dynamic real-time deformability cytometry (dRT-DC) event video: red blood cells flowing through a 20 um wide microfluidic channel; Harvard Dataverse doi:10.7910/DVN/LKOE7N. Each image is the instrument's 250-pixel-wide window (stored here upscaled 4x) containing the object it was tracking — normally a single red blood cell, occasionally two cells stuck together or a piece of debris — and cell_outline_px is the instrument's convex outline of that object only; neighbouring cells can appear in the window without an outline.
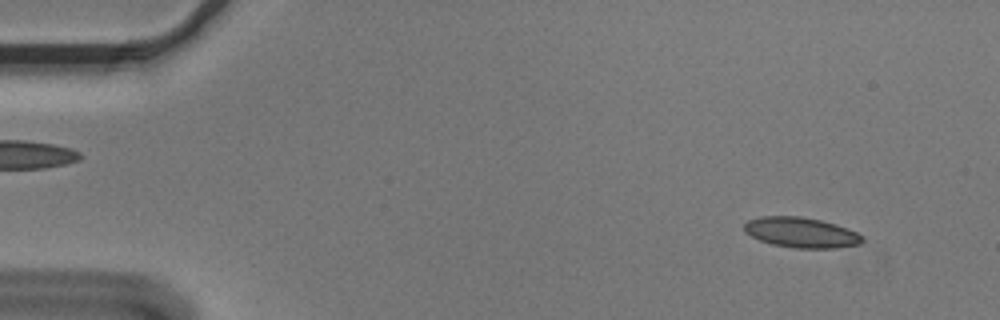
{"species": "Egyptian fruit bat (a non-hibernating species)", "species_latin": "Rousettus aegyptiacus", "temperature_condition": "cold", "stored_images_in_passage": 55, "camera_frame_rate_fps": 3000, "um_per_image_px": 0.085, "animal": {"sex": "male"}, "frame": {"image": 1, "passage_image": 5, "time_ms": 1.333, "image_size_px": [1000, 320], "cell_outline_px": [[864, 240], [860, 244], [836, 248], [792, 248], [772, 244], [760, 240], [744, 232], [744, 224], [748, 220], [760, 216], [800, 216], [820, 220], [836, 224], [848, 228], [864, 236]], "centroid_in_image_um": [68.11, 19.76], "position_along_channel_um": 16.9, "area_um2": 20.98}}
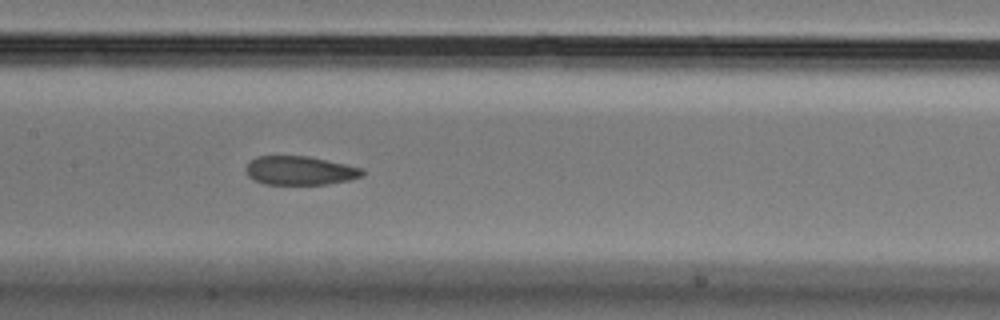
{"frame": {"image": 2, "passage_image": 27, "time_ms": 8.667, "image_size_px": [1000, 320], "cell_outline_px": [[364, 176], [348, 180], [328, 184], [264, 184], [252, 180], [248, 176], [244, 168], [256, 156], [308, 156], [364, 168]], "centroid_in_image_um": [25.49, 14.5], "position_along_channel_um": 181.9, "area_um2": 19.65}}
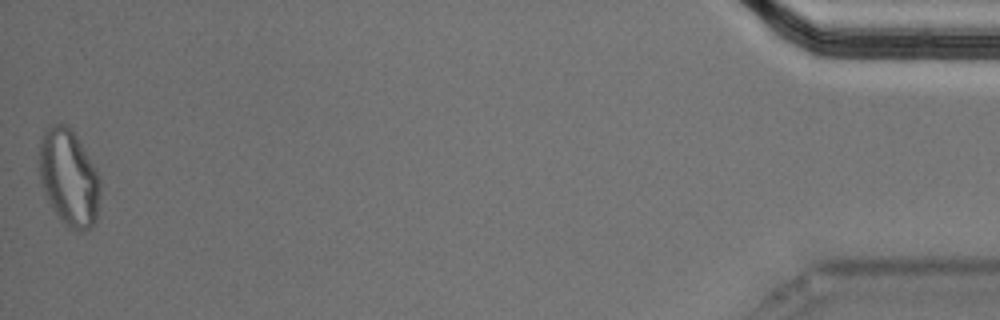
{"frame": {"image": 3, "passage_image": 55, "time_ms": 18.0, "image_size_px": [1000, 320], "cell_outline_px": [[100, 196], [96, 220], [92, 228], [84, 232], [76, 232], [68, 228], [60, 220], [44, 196], [40, 184], [40, 140], [48, 124], [64, 124], [72, 128], [96, 168], [100, 180]], "centroid_in_image_um": [5.86, 15.14], "position_along_channel_um": 429.3, "area_um2": 35.03}, "authors_computed_cell_mechanics": {"area_um2": 20.9236, "velocity_mm_per_s": 3.6173, "shape_relaxation_time_tau1_ms": 11.0889, "shape_relaxation_time_tau2_ms": 2.6858, "deformation_change_tau1": 0.1839, "deformation_change_tau2": 0.0716}}